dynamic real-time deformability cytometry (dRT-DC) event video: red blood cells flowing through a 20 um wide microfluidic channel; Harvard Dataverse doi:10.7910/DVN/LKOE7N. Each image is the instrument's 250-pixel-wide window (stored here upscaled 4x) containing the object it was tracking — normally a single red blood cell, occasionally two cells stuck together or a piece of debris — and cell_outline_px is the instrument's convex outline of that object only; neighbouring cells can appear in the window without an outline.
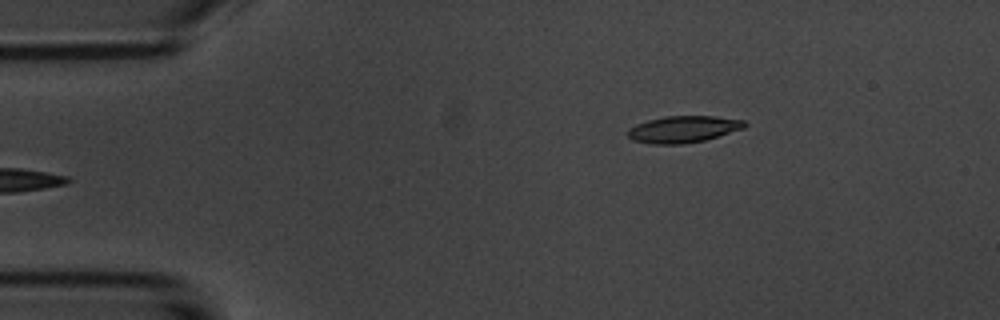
{"species": "common noctule bat (a hibernating species)", "species_latin": "Nyctalus noctula", "temperature_condition": "room temperature", "stored_images_in_passage": 5, "camera_frame_rate_fps": 3000, "um_per_image_px": 0.085, "animal": {"sex": "male", "body_mass_g": 20.1, "forearm_length_mm": 53.5}, "frame": {"image": 1, "passage_image": 5, "time_ms": 5.333, "image_size_px": [1000, 320], "cell_outline_px": [[748, 124], [744, 128], [704, 140], [680, 144], [652, 144], [632, 140], [628, 136], [628, 128], [636, 124], [648, 120], [664, 116], [716, 116], [744, 120]], "centroid_in_image_um": [58.07, 10.97], "position_along_channel_um": 26.9, "area_um2": 18.15}}